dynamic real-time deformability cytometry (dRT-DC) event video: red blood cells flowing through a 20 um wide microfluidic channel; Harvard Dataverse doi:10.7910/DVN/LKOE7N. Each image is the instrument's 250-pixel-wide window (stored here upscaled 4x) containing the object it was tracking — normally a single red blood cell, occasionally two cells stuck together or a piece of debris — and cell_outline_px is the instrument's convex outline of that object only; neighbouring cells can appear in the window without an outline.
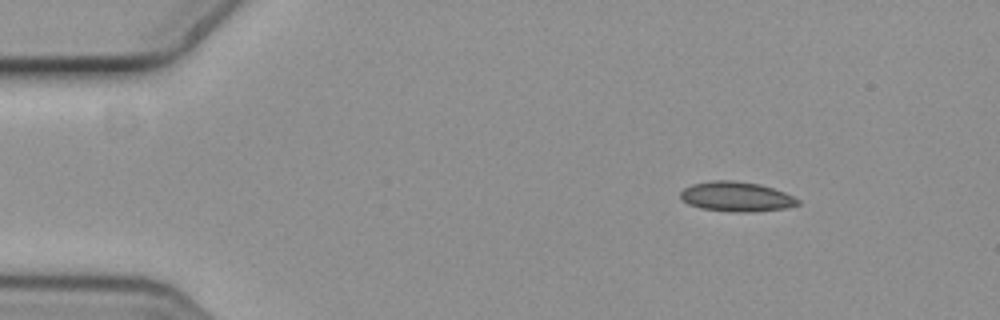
{"species": "common noctule bat (a hibernating species)", "species_latin": "Nyctalus noctula", "temperature_condition": "cold", "stored_images_in_passage": 5, "camera_frame_rate_fps": 3000, "um_per_image_px": 0.085, "animal": {"sex": "female", "body_mass_g": 19.3, "forearm_length_mm": 54.1}, "frame": {"image": 1, "passage_image": 2, "time_ms": 0.333, "image_size_px": [1000, 320], "cell_outline_px": [[800, 204], [784, 208], [744, 212], [700, 208], [688, 204], [680, 200], [680, 192], [684, 188], [692, 184], [712, 180], [732, 180], [760, 184], [784, 192], [800, 200]], "centroid_in_image_um": [62.55, 16.7], "position_along_channel_um": 22.5, "area_um2": 20.17}}
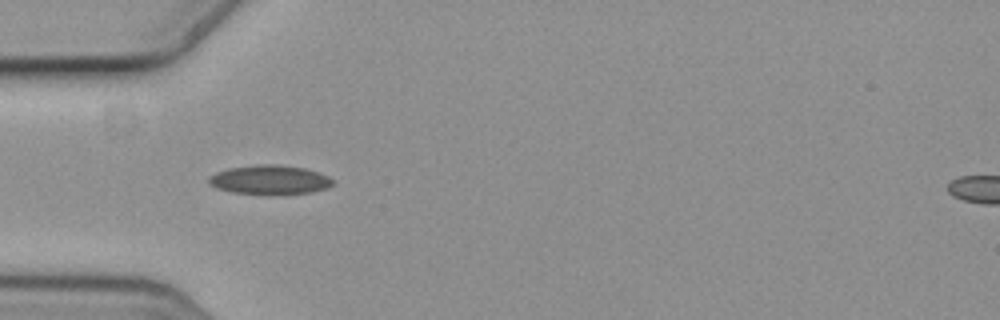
{"frame": {"image": 2, "passage_image": 4, "time_ms": 1.0, "image_size_px": [1000, 320], "cell_outline_px": [[332, 184], [328, 188], [312, 192], [268, 196], [232, 192], [216, 188], [208, 184], [208, 176], [216, 172], [228, 168], [260, 164], [276, 164], [304, 168], [320, 172], [328, 176], [332, 180]], "centroid_in_image_um": [22.9, 15.3], "position_along_channel_um": 62.1, "area_um2": 21.62}}
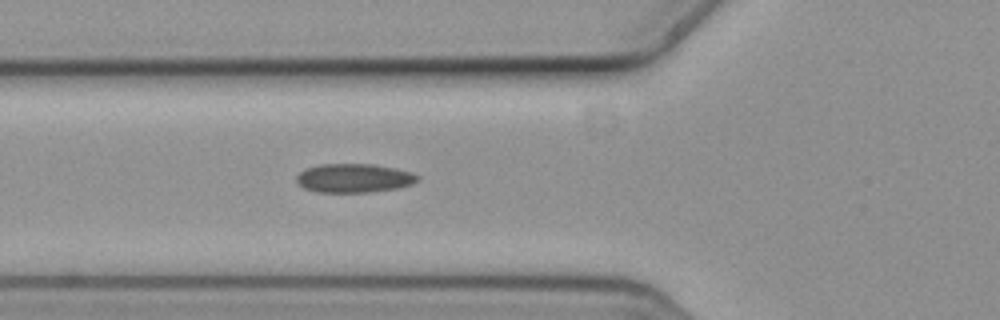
{"frame": {"image": 3, "passage_image": 5, "time_ms": 1.333, "image_size_px": [1000, 320], "cell_outline_px": [[420, 180], [412, 184], [400, 188], [368, 192], [316, 192], [304, 188], [296, 180], [296, 176], [304, 168], [320, 164], [376, 164], [412, 172], [420, 176]], "centroid_in_image_um": [30.11, 15.13], "position_along_channel_um": 95.7, "area_um2": 20.58}}